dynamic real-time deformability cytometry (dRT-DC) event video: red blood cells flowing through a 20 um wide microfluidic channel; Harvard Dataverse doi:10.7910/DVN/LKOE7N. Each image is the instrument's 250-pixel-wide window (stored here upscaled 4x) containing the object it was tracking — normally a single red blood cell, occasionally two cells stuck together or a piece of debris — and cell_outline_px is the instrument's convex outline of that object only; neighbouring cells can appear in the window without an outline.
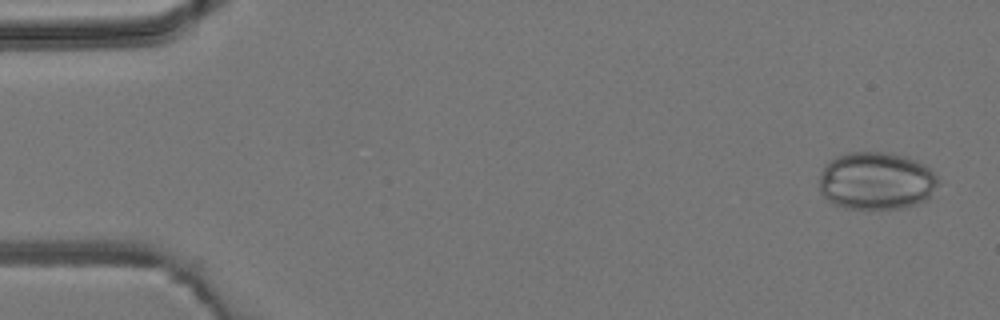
{"species": "common noctule bat (a hibernating species)", "species_latin": "Nyctalus noctula", "temperature_condition": "room temperature", "stored_images_in_passage": 4, "camera_frame_rate_fps": 3000, "um_per_image_px": 0.085, "animal": {"sex": "male", "body_mass_g": 19.2, "forearm_length_mm": 51.8}, "frame": {"image": 1, "passage_image": 1, "time_ms": 0.0, "image_size_px": [1000, 320], "cell_outline_px": [[936, 184], [928, 200], [916, 204], [900, 208], [844, 208], [832, 204], [820, 192], [820, 172], [824, 164], [836, 156], [848, 152], [888, 152], [908, 156], [924, 164], [936, 176]], "centroid_in_image_um": [74.45, 15.36], "position_along_channel_um": 10.6, "area_um2": 40.11}}